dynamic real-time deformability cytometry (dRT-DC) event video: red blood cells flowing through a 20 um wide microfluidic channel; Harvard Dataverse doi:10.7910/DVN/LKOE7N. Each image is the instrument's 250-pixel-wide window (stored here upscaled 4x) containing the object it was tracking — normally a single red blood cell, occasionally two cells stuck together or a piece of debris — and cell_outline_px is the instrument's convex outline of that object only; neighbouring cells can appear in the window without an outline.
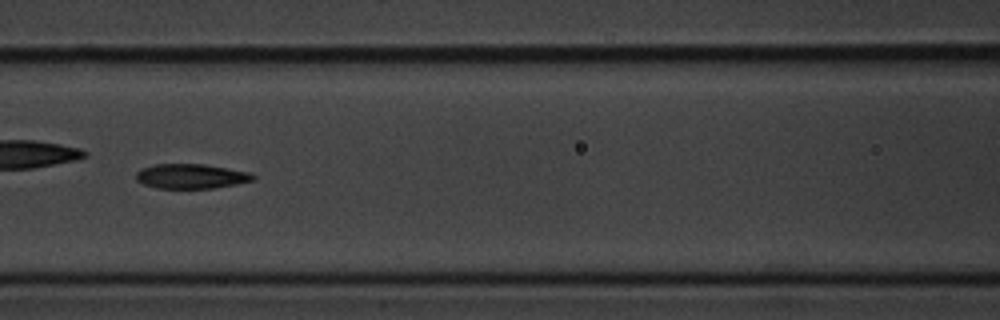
{"species": "common noctule bat (a hibernating species)", "species_latin": "Nyctalus noctula", "temperature_condition": "cold", "stored_images_in_passage": 10, "camera_frame_rate_fps": 3000, "um_per_image_px": 0.085, "animal": {"sex": "male", "body_mass_g": 20.1, "forearm_length_mm": 53.5}, "frame": {"image": 1, "passage_image": 7, "time_ms": 2.0, "image_size_px": [1000, 320], "cell_outline_px": [[256, 180], [236, 184], [212, 188], [156, 188], [144, 184], [136, 180], [136, 172], [144, 168], [156, 164], [200, 164], [228, 168], [248, 172], [256, 176]], "centroid_in_image_um": [16.26, 14.98], "position_along_channel_um": 150.3, "area_um2": 16.7}}
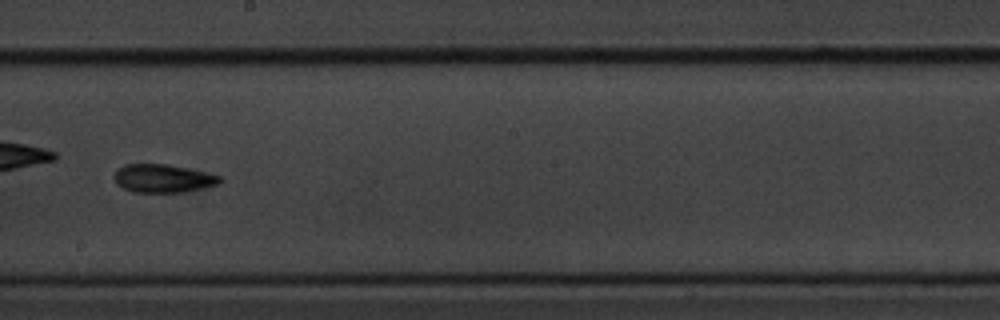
{"frame": {"image": 2, "passage_image": 9, "time_ms": 2.667, "image_size_px": [1000, 320], "cell_outline_px": [[224, 180], [220, 184], [204, 188], [184, 192], [132, 192], [116, 184], [112, 176], [116, 168], [124, 164], [168, 164], [224, 176]], "centroid_in_image_um": [13.86, 15.16], "position_along_channel_um": 234.3, "area_um2": 17.8}}